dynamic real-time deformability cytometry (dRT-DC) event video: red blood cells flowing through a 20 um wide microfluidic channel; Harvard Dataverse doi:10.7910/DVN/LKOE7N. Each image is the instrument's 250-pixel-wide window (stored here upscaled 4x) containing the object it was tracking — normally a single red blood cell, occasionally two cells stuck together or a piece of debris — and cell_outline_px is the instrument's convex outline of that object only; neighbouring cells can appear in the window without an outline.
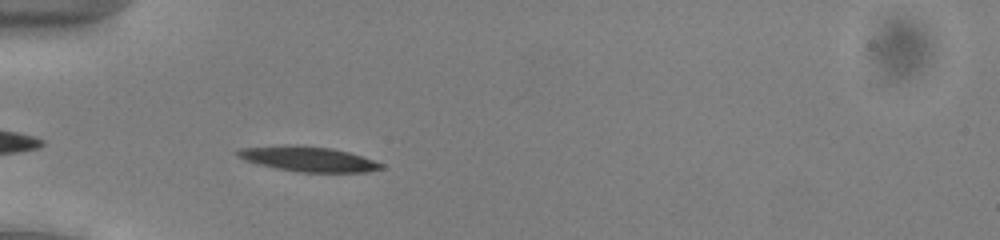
{"species": "common noctule bat (a hibernating species)", "species_latin": "Nyctalus noctula", "temperature_condition": "cold", "stored_images_in_passage": 33, "camera_frame_rate_fps": 3000, "um_per_image_px": 0.085, "animal": {"sex": "male", "body_mass_g": 13.0, "forearm_length_mm": 53.1}, "frame": {"image": 1, "passage_image": 3, "time_ms": 0.667, "image_size_px": [1000, 240], "cell_outline_px": [[384, 168], [364, 172], [296, 172], [276, 168], [244, 160], [236, 156], [236, 152], [240, 148], [332, 148], [348, 152], [384, 164]], "centroid_in_image_um": [26.28, 13.58], "position_along_channel_um": 58.7, "area_um2": 19.54}}
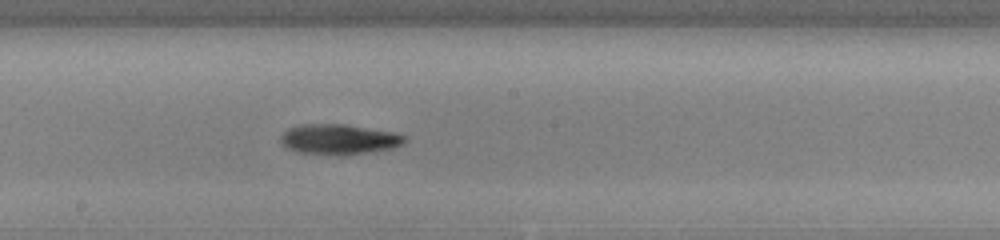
{"frame": {"image": 2, "passage_image": 16, "time_ms": 5.0, "image_size_px": [1000, 240], "cell_outline_px": [[408, 140], [404, 144], [392, 148], [368, 152], [336, 156], [296, 152], [288, 148], [280, 140], [280, 136], [288, 128], [300, 124], [344, 124], [396, 132], [408, 136]], "centroid_in_image_um": [28.85, 11.84], "position_along_channel_um": 219.4, "area_um2": 22.2}}
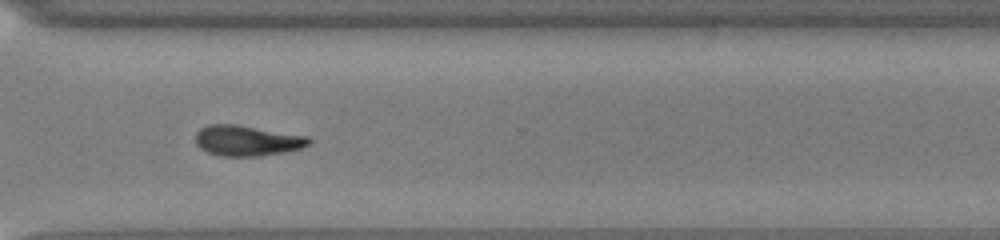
{"frame": {"image": 3, "passage_image": 26, "time_ms": 8.333, "image_size_px": [1000, 240], "cell_outline_px": [[312, 144], [300, 148], [284, 152], [260, 156], [220, 156], [208, 152], [200, 148], [196, 144], [196, 132], [200, 128], [208, 124], [236, 124], [308, 136], [312, 140]], "centroid_in_image_um": [21.0, 11.95], "position_along_channel_um": 349.6, "area_um2": 20.29}, "authors_computed_cell_mechanics": {"area_um2": 20.2878, "velocity_mm_per_s": 3.913, "shape_relaxation_time_tau1_ms": 3.8921, "shape_relaxation_time_tau2_ms": null, "deformation_change_tau1": 0.1561, "deformation_change_tau2": null}}